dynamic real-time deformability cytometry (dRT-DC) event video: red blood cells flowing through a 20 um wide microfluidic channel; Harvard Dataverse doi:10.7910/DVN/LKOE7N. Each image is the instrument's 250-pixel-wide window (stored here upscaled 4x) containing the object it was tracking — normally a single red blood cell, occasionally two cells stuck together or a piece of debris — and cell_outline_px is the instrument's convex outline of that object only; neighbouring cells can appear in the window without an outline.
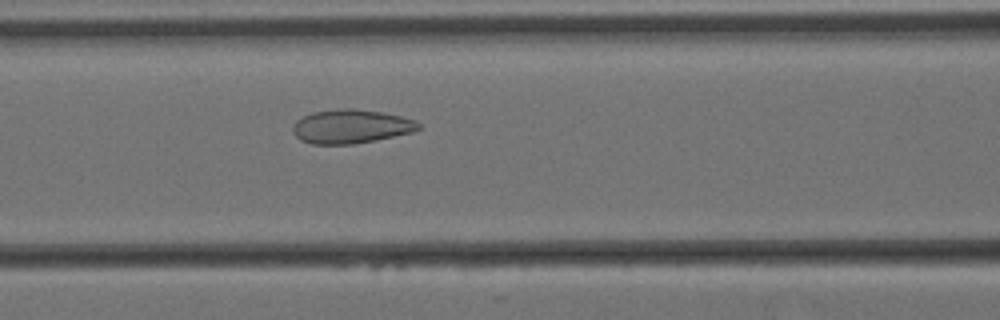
{"species": "Egyptian fruit bat (a non-hibernating species)", "species_latin": "Rousettus aegyptiacus", "temperature_condition": "cold", "stored_images_in_passage": 41, "camera_frame_rate_fps": 3000, "um_per_image_px": 0.085, "animal": {"sex": "female"}, "frame": {"image": 1, "passage_image": 18, "time_ms": 5.667, "image_size_px": [1000, 320], "cell_outline_px": [[420, 128], [412, 132], [376, 140], [352, 144], [312, 144], [300, 140], [292, 132], [292, 128], [296, 120], [312, 112], [336, 108], [356, 108], [384, 112], [416, 120], [420, 124]], "centroid_in_image_um": [29.82, 10.73], "position_along_channel_um": 136.8, "area_um2": 25.03}}
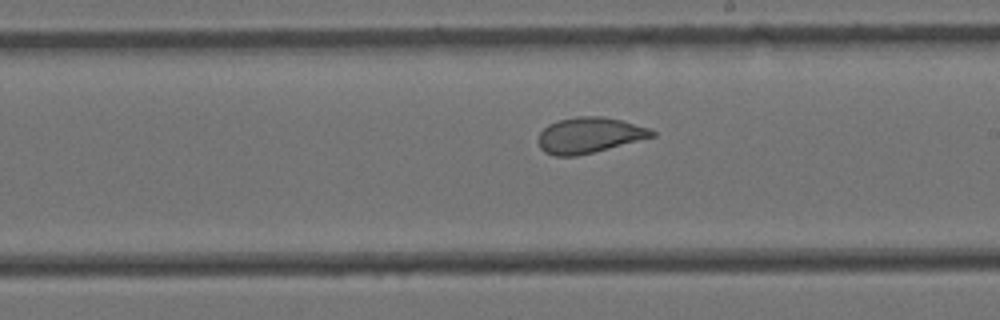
{"frame": {"image": 2, "passage_image": 27, "time_ms": 8.667, "image_size_px": [1000, 320], "cell_outline_px": [[656, 136], [576, 156], [556, 156], [544, 152], [540, 148], [536, 140], [540, 132], [548, 124], [560, 120], [576, 116], [600, 116], [624, 120], [648, 128], [656, 132]], "centroid_in_image_um": [50.06, 11.48], "position_along_channel_um": 238.9, "area_um2": 23.64}}
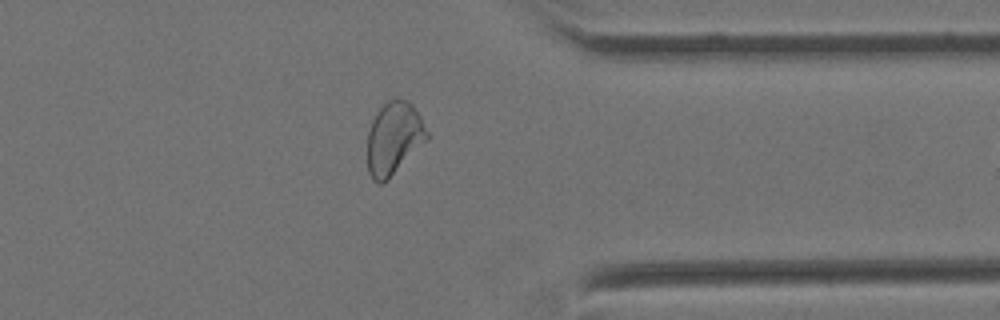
{"frame": {"image": 3, "passage_image": 40, "time_ms": 13.0, "image_size_px": [1000, 320], "cell_outline_px": [[428, 140], [384, 184], [380, 184], [372, 180], [368, 172], [368, 132], [372, 120], [376, 112], [388, 100], [408, 100], [412, 104], [420, 116], [428, 132]], "centroid_in_image_um": [33.48, 11.79], "position_along_channel_um": 377.9, "area_um2": 25.32}}